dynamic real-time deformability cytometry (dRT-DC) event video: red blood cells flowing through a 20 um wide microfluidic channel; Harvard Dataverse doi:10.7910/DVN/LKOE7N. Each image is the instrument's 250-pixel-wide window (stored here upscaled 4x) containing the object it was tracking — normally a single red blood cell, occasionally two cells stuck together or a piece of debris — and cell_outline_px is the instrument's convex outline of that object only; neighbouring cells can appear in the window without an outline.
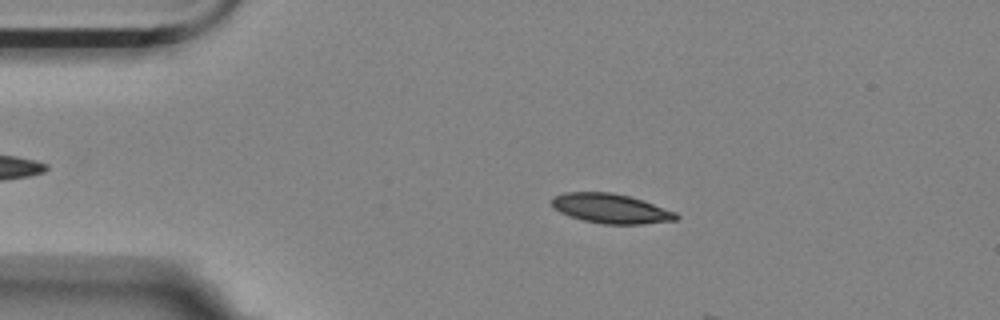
{"species": "Egyptian fruit bat (a non-hibernating species)", "species_latin": "Rousettus aegyptiacus", "temperature_condition": "room temperature", "stored_images_in_passage": 4, "camera_frame_rate_fps": 3000, "um_per_image_px": 0.085, "animal": {"sex": "female"}, "frame": {"image": 1, "passage_image": 3, "time_ms": 2.333, "image_size_px": [1000, 320], "cell_outline_px": [[680, 216], [676, 220], [644, 224], [604, 224], [584, 220], [560, 212], [552, 208], [552, 196], [564, 192], [612, 192], [644, 200], [676, 212]], "centroid_in_image_um": [51.93, 17.72], "position_along_channel_um": 33.1, "area_um2": 21.5}}